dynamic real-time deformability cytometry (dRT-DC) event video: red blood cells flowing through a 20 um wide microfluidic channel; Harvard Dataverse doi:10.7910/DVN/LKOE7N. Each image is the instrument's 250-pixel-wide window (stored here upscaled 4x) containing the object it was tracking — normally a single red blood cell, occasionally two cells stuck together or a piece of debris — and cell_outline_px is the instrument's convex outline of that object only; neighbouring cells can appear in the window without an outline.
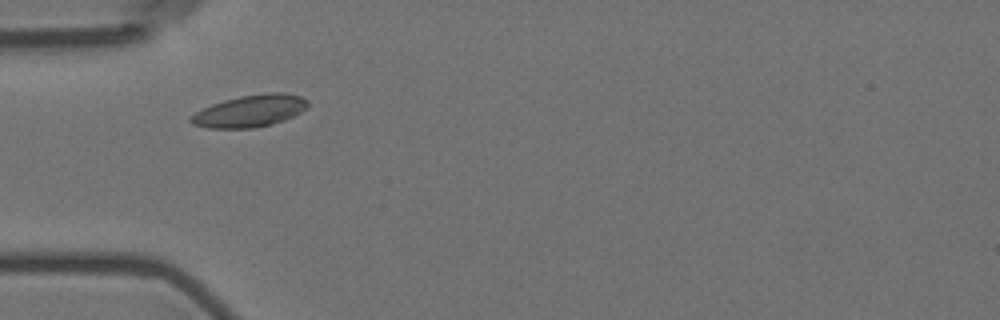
{"species": "Egyptian fruit bat (a non-hibernating species)", "species_latin": "Rousettus aegyptiacus", "temperature_condition": "room temperature", "stored_images_in_passage": 5, "camera_frame_rate_fps": 3000, "um_per_image_px": 0.085, "animal": {"sex": "female"}, "frame": {"image": 1, "passage_image": 2, "time_ms": 1.333, "image_size_px": [1000, 320], "cell_outline_px": [[308, 108], [284, 120], [252, 128], [208, 128], [192, 124], [188, 120], [196, 112], [212, 104], [224, 100], [240, 96], [268, 92], [284, 92], [300, 96], [308, 100]], "centroid_in_image_um": [21.26, 9.42], "position_along_channel_um": 63.7, "area_um2": 21.68}}
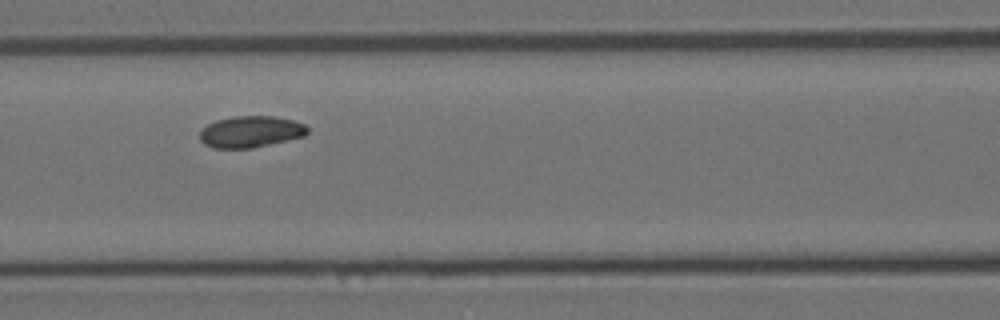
{"frame": {"image": 2, "passage_image": 4, "time_ms": 3.667, "image_size_px": [1000, 320], "cell_outline_px": [[308, 132], [304, 136], [252, 148], [212, 148], [204, 144], [200, 140], [200, 128], [216, 120], [236, 116], [272, 116], [292, 120], [304, 124], [308, 128]], "centroid_in_image_um": [21.27, 11.2], "position_along_channel_um": 145.3, "area_um2": 19.71}}
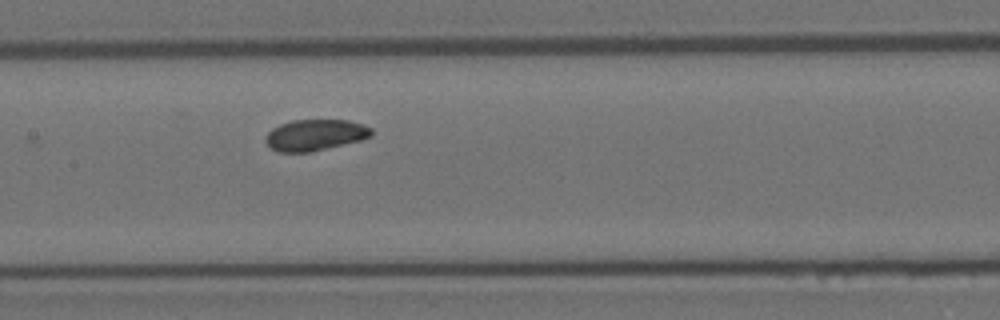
{"frame": {"image": 3, "passage_image": 5, "time_ms": 4.667, "image_size_px": [1000, 320], "cell_outline_px": [[372, 136], [360, 140], [312, 152], [276, 152], [268, 148], [264, 140], [264, 136], [272, 128], [280, 124], [292, 120], [348, 120], [364, 124], [372, 128]], "centroid_in_image_um": [26.74, 11.48], "position_along_channel_um": 180.7, "area_um2": 19.54}}